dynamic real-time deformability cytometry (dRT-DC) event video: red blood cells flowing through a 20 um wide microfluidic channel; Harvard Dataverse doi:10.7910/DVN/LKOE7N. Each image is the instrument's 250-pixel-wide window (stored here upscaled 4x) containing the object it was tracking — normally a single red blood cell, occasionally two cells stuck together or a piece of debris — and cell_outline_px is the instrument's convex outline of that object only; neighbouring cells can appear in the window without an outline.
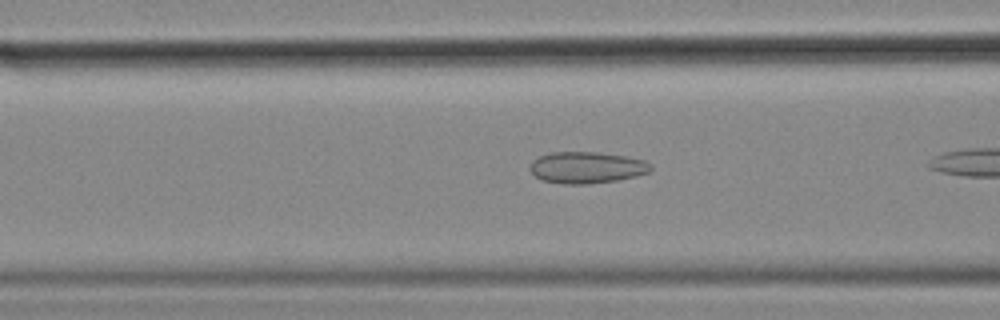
{"species": "common noctule bat (a hibernating species)", "species_latin": "Nyctalus noctula", "temperature_condition": "cold", "stored_images_in_passage": 8, "camera_frame_rate_fps": 3000, "um_per_image_px": 0.085, "animal": {"sex": "female", "body_mass_g": 18.4}, "frame": {"image": 1, "passage_image": 7, "time_ms": 2.0, "image_size_px": [1000, 320], "cell_outline_px": [[652, 168], [648, 172], [636, 176], [616, 180], [588, 184], [564, 184], [540, 180], [528, 168], [532, 160], [540, 156], [552, 152], [596, 152], [624, 156], [644, 160], [652, 164]], "centroid_in_image_um": [49.85, 14.24], "position_along_channel_um": 116.8, "area_um2": 22.2}}